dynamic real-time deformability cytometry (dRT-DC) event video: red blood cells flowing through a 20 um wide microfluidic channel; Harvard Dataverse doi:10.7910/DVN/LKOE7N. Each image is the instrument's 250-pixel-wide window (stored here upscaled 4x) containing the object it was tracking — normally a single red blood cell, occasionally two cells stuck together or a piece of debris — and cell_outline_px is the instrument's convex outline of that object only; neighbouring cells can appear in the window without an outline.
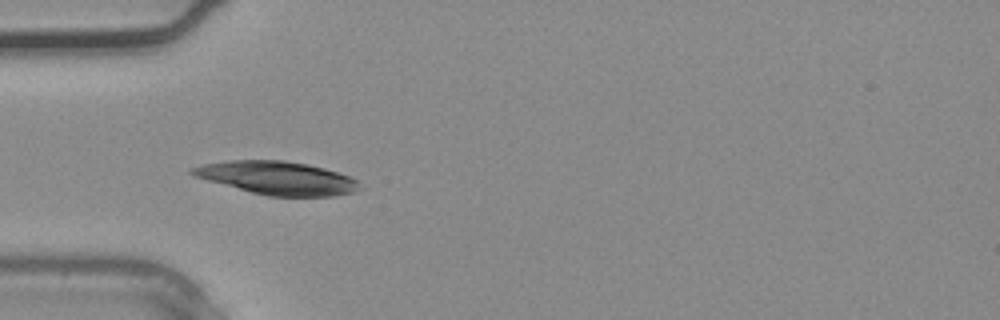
{"species": "common noctule bat (a hibernating species)", "species_latin": "Nyctalus noctula", "temperature_condition": "warm", "stored_images_in_passage": 3, "camera_frame_rate_fps": 3000, "um_per_image_px": 0.085, "animal": {"sex": "male", "body_mass_g": 20.4}, "frame": {"image": 1, "passage_image": 3, "time_ms": 0.667, "image_size_px": [1000, 320], "cell_outline_px": [[360, 188], [356, 192], [332, 196], [268, 196], [252, 192], [208, 180], [196, 176], [188, 172], [188, 168], [204, 164], [228, 160], [284, 160], [308, 164], [324, 168], [348, 176], [356, 180]], "centroid_in_image_um": [23.56, 15.12], "position_along_channel_um": 61.4, "area_um2": 32.08}}